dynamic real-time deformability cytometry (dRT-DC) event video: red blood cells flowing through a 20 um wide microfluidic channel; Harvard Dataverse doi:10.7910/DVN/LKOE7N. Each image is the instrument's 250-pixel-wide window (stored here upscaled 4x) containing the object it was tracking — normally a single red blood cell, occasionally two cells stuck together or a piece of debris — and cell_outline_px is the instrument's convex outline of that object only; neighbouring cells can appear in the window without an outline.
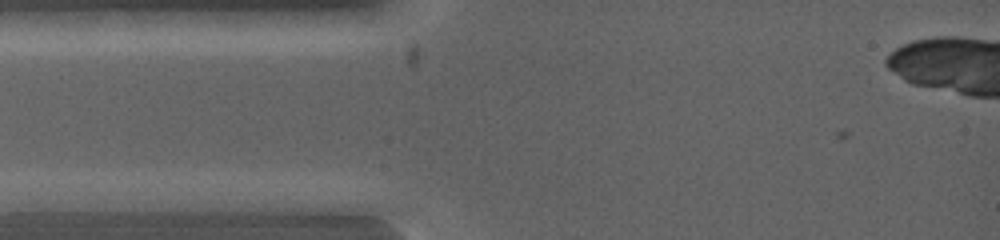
{"species": "common noctule bat (a hibernating species)", "species_latin": "Nyctalus noctula", "temperature_condition": "warm", "stored_images_in_passage": 4, "camera_frame_rate_fps": 5000, "um_per_image_px": 0.085, "animal": {"sex": "female", "body_mass_g": 19.0, "forearm_length_mm": 53.3}, "frame": {"image": 1, "passage_image": 2, "time_ms": 0.4, "image_size_px": [1000, 240], "cell_outline_px": [[120, 200], [96, 212], [16, 212], [12, 200], [28, 192], [100, 192]], "centroid_in_image_um": [5.33, 17.17], "position_along_channel_um": 79.7, "area_um2": 13.35}}